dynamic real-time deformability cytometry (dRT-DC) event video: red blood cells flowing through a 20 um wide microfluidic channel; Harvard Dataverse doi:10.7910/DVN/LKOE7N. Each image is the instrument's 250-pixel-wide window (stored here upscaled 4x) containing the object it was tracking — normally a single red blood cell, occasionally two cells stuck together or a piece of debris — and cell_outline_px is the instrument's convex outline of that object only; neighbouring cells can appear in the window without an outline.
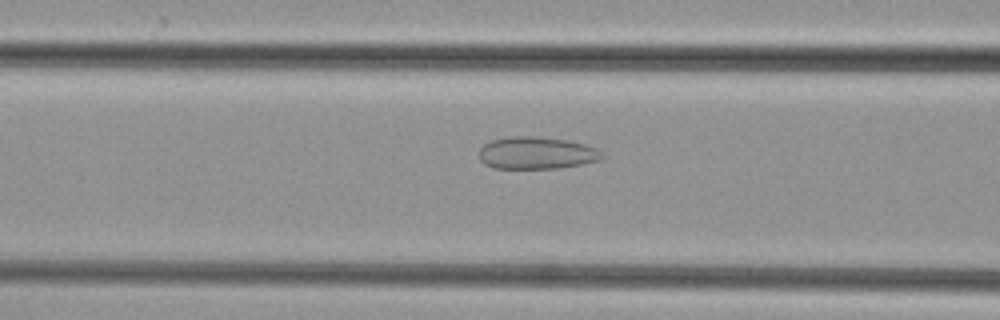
{"species": "common noctule bat (a hibernating species)", "species_latin": "Nyctalus noctula", "temperature_condition": "cold", "stored_images_in_passage": 32, "camera_frame_rate_fps": 3000, "um_per_image_px": 0.085, "animal": {"sex": "female", "body_mass_g": 29.2, "forearm_length_mm": 56.3}, "frame": {"image": 1, "passage_image": 6, "time_ms": 1.667, "image_size_px": [1000, 320], "cell_outline_px": [[604, 156], [600, 160], [580, 164], [556, 168], [492, 168], [484, 164], [480, 160], [480, 148], [484, 144], [492, 140], [512, 136], [536, 136], [568, 140], [600, 148], [604, 152]], "centroid_in_image_um": [45.64, 12.99], "position_along_channel_um": 121.0, "area_um2": 23.24}}
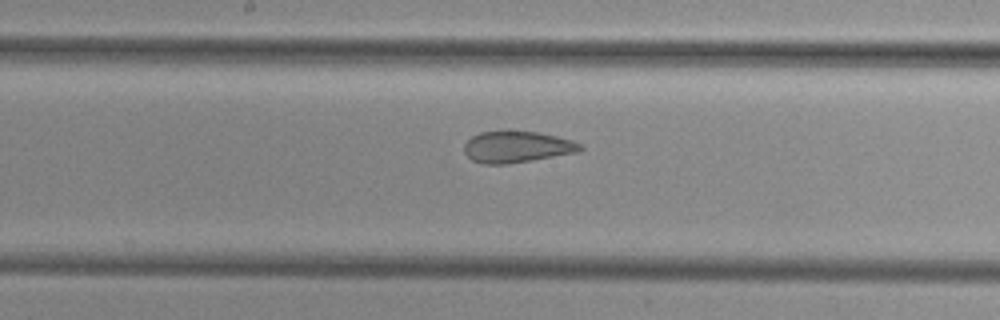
{"frame": {"image": 2, "passage_image": 12, "time_ms": 3.667, "image_size_px": [1000, 320], "cell_outline_px": [[584, 148], [576, 152], [504, 164], [484, 164], [472, 160], [464, 152], [464, 144], [472, 136], [480, 132], [540, 132], [572, 140], [580, 144]], "centroid_in_image_um": [43.9, 12.48], "position_along_channel_um": 204.3, "area_um2": 20.69}}
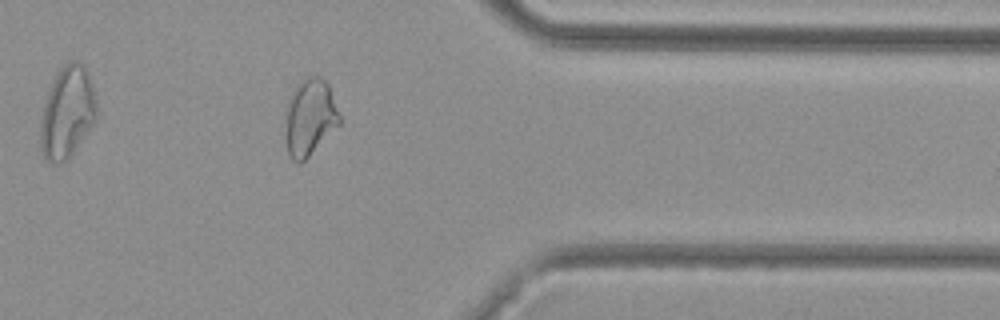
{"frame": {"image": 3, "passage_image": 26, "time_ms": 8.333, "image_size_px": [1000, 320], "cell_outline_px": [[340, 124], [300, 164], [292, 160], [288, 152], [288, 96], [308, 76], [316, 76], [324, 80], [328, 84], [340, 116]], "centroid_in_image_um": [26.38, 9.97], "position_along_channel_um": 385.0, "area_um2": 23.12}}